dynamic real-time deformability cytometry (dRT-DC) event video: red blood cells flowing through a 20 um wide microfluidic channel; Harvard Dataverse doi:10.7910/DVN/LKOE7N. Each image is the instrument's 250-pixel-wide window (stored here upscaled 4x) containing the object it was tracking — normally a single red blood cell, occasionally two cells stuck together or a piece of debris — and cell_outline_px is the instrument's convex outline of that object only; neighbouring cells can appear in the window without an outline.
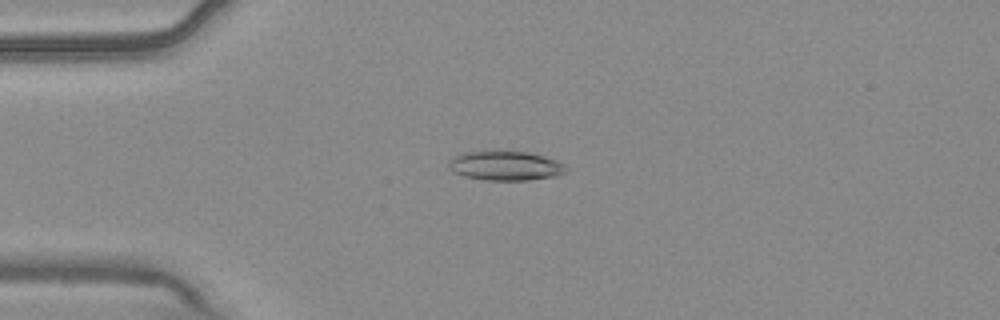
{"species": "common noctule bat (a hibernating species)", "species_latin": "Nyctalus noctula", "temperature_condition": "warm", "stored_images_in_passage": 5, "camera_frame_rate_fps": 3000, "um_per_image_px": 0.085, "animal": {"sex": "male", "body_mass_g": 20.4}, "frame": {"image": 1, "passage_image": 4, "time_ms": 1.0, "image_size_px": [1000, 320], "cell_outline_px": [[568, 168], [564, 172], [556, 176], [528, 180], [484, 180], [464, 176], [452, 172], [448, 168], [448, 160], [464, 152], [488, 148], [508, 148], [528, 152], [544, 156], [556, 160], [564, 164]], "centroid_in_image_um": [42.91, 14.03], "position_along_channel_um": 42.1, "area_um2": 21.15}}